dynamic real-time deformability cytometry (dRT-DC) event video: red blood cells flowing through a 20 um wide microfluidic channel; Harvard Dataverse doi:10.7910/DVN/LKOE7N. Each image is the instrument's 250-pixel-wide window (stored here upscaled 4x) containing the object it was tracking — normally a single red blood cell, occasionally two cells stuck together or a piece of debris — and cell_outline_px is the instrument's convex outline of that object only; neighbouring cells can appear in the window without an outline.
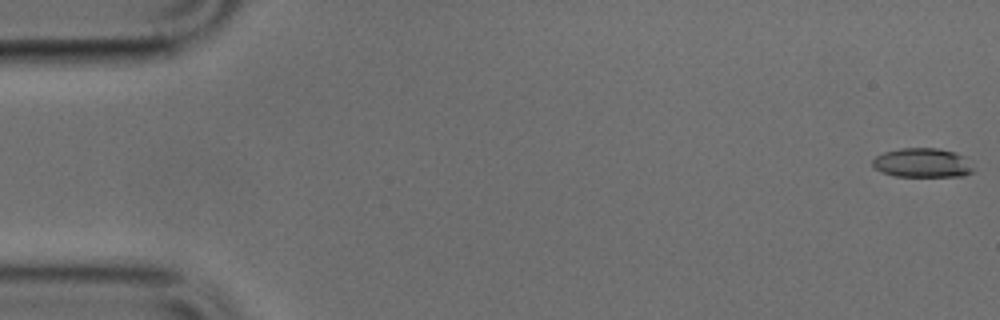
{"species": "common noctule bat (a hibernating species)", "species_latin": "Nyctalus noctula", "temperature_condition": "cold", "stored_images_in_passage": 47, "camera_frame_rate_fps": 3000, "um_per_image_px": 0.085, "animal": {"sex": "male", "body_mass_g": 17.9, "forearm_length_mm": 54.2}, "frame": {"image": 1, "passage_image": 1, "time_ms": 0.0, "image_size_px": [1000, 320], "cell_outline_px": [[972, 172], [964, 176], [896, 176], [884, 172], [876, 168], [872, 164], [872, 160], [876, 156], [884, 152], [900, 148], [936, 148], [956, 152], [964, 156], [972, 168]], "centroid_in_image_um": [78.4, 13.83], "position_along_channel_um": 6.6, "area_um2": 16.99}}
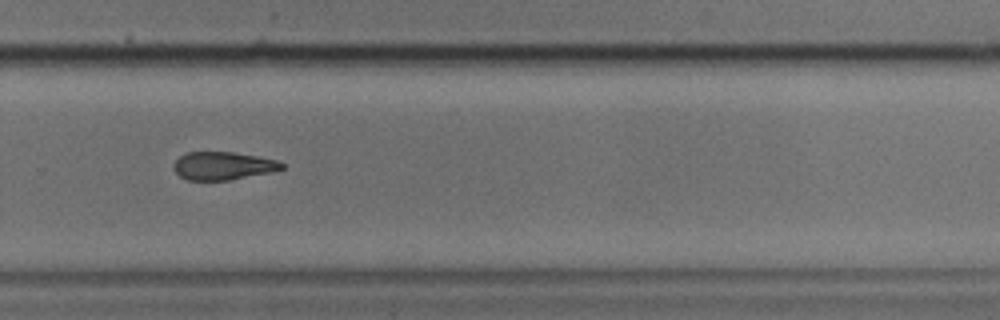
{"frame": {"image": 2, "passage_image": 34, "time_ms": 11.0, "image_size_px": [1000, 320], "cell_outline_px": [[284, 168], [272, 172], [228, 180], [188, 180], [180, 176], [172, 168], [172, 164], [180, 156], [188, 152], [232, 152], [256, 156], [276, 160], [284, 164]], "centroid_in_image_um": [18.93, 14.09], "position_along_channel_um": 310.9, "area_um2": 17.57}}
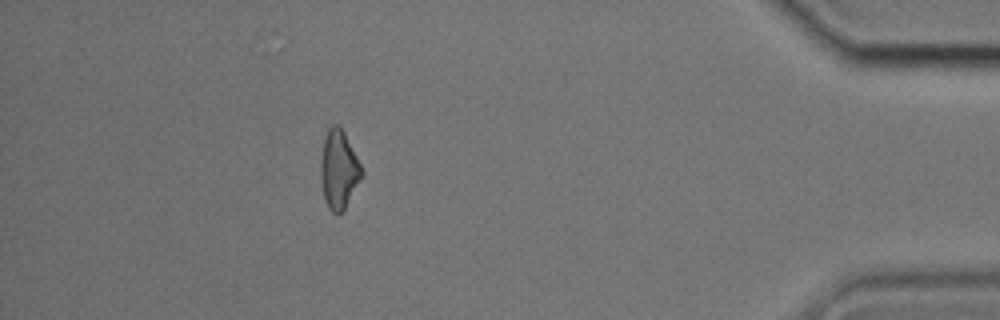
{"frame": {"image": 3, "passage_image": 45, "time_ms": 14.667, "image_size_px": [1000, 320], "cell_outline_px": [[364, 176], [344, 208], [336, 216], [328, 208], [324, 200], [320, 180], [320, 164], [324, 136], [328, 128], [332, 124], [336, 124], [344, 132], [364, 172]], "centroid_in_image_um": [28.78, 14.43], "position_along_channel_um": 406.4, "area_um2": 18.9}}